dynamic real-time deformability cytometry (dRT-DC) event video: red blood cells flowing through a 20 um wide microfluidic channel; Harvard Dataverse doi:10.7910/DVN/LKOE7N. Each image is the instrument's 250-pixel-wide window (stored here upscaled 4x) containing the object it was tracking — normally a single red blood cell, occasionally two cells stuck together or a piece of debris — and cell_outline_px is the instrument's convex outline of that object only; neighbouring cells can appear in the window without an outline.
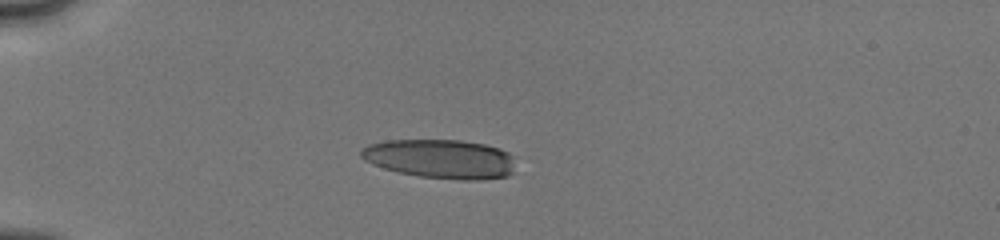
{"species": "human", "species_latin": "Homo sapiens", "temperature_condition": "cold", "stored_images_in_passage": 11, "camera_frame_rate_fps": 3000, "um_per_image_px": 0.085, "donor": {"sex": "male"}, "frame": {"image": 1, "passage_image": 7, "time_ms": 4.667, "image_size_px": [1000, 240], "cell_outline_px": [[512, 172], [508, 176], [480, 180], [460, 180], [420, 176], [396, 172], [372, 164], [364, 160], [360, 156], [360, 148], [368, 144], [388, 140], [460, 140], [484, 144], [500, 148], [508, 152], [512, 156]], "centroid_in_image_um": [37.4, 13.5], "position_along_channel_um": 47.6, "area_um2": 35.32}}
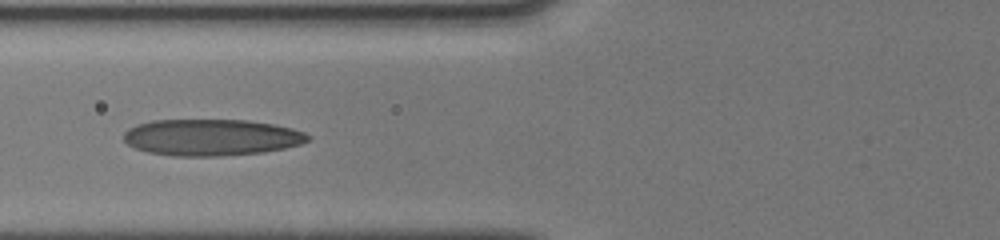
{"frame": {"image": 2, "passage_image": 10, "time_ms": 7.0, "image_size_px": [1000, 240], "cell_outline_px": [[312, 136], [308, 140], [300, 144], [284, 148], [264, 152], [220, 156], [172, 156], [148, 152], [136, 148], [128, 144], [124, 140], [124, 132], [128, 128], [136, 124], [152, 120], [248, 120], [272, 124], [292, 128], [304, 132]], "centroid_in_image_um": [17.96, 11.67], "position_along_channel_um": 107.8, "area_um2": 39.3}}